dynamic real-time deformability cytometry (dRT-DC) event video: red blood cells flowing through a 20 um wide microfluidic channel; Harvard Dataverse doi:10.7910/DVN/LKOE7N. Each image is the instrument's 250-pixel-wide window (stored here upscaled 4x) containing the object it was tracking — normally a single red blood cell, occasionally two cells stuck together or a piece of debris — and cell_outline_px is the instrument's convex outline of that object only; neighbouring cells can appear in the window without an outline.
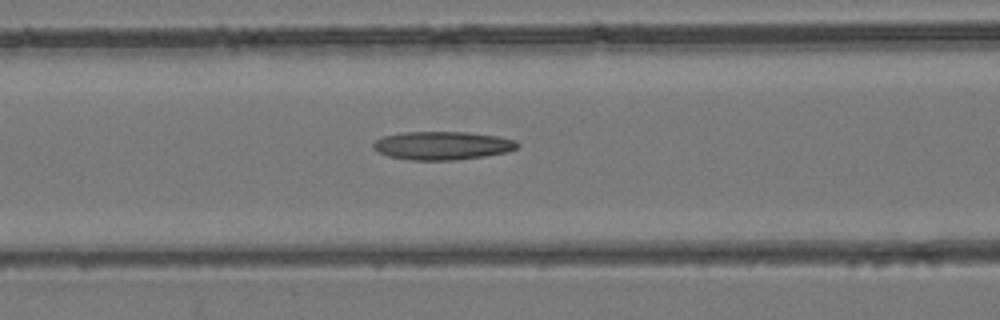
{"species": "common noctule bat (a hibernating species)", "species_latin": "Nyctalus noctula", "temperature_condition": "room temperature", "stored_images_in_passage": 36, "camera_frame_rate_fps": 3000, "um_per_image_px": 0.085, "animal": {"sex": "female", "body_mass_g": 24.6, "forearm_length_mm": 56.2}, "frame": {"image": 1, "passage_image": 10, "time_ms": 3.0, "image_size_px": [1000, 320], "cell_outline_px": [[520, 144], [516, 148], [508, 152], [484, 156], [456, 160], [408, 160], [388, 156], [376, 152], [372, 148], [372, 144], [376, 140], [384, 136], [404, 132], [468, 132], [496, 136], [516, 140]], "centroid_in_image_um": [37.58, 12.38], "position_along_channel_um": 129.0, "area_um2": 23.93}}
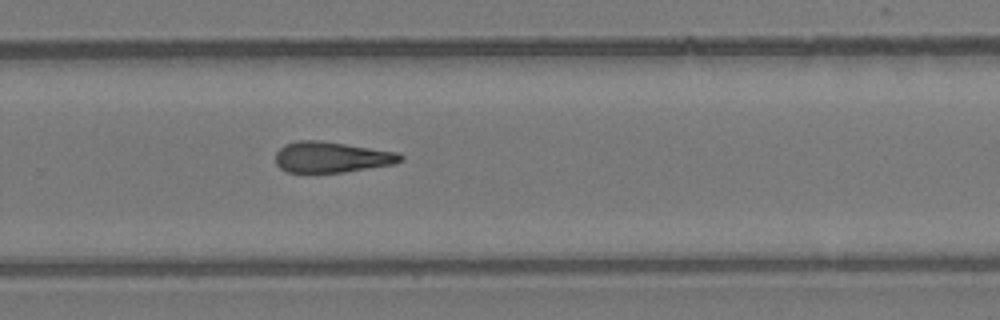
{"frame": {"image": 2, "passage_image": 21, "time_ms": 6.667, "image_size_px": [1000, 320], "cell_outline_px": [[404, 160], [392, 164], [344, 172], [288, 172], [280, 168], [276, 164], [276, 152], [284, 144], [296, 140], [320, 140], [400, 152], [404, 156]], "centroid_in_image_um": [28.2, 13.34], "position_along_channel_um": 301.6, "area_um2": 22.54}}
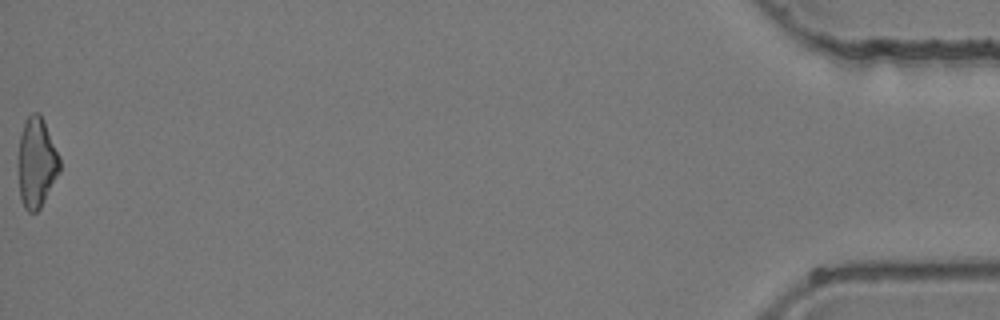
{"frame": {"image": 3, "passage_image": 36, "time_ms": 11.667, "image_size_px": [1000, 320], "cell_outline_px": [[60, 172], [40, 208], [36, 212], [28, 212], [24, 208], [20, 196], [20, 136], [24, 120], [32, 112], [40, 112], [44, 120], [60, 156]], "centroid_in_image_um": [3.14, 13.79], "position_along_channel_um": 432.1, "area_um2": 21.5}}